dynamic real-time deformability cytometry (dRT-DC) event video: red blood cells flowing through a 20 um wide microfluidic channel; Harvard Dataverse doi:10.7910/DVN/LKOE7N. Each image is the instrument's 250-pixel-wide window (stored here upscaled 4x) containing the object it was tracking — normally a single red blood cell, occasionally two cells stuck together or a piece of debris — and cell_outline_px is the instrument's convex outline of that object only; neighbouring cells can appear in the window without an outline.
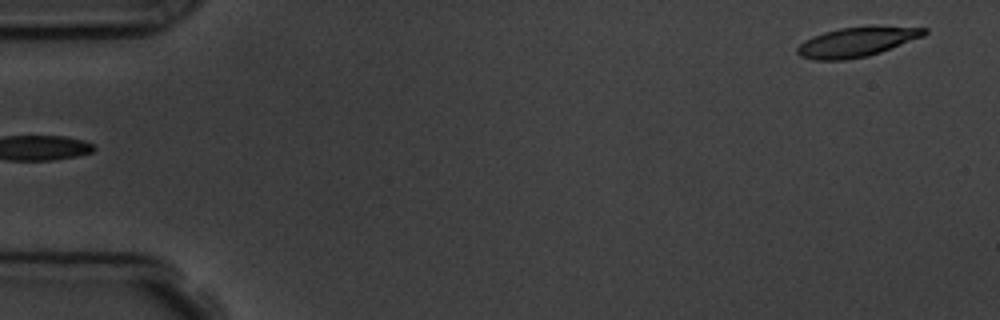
{"species": "common noctule bat (a hibernating species)", "species_latin": "Nyctalus noctula", "temperature_condition": "room temperature", "stored_images_in_passage": 3, "segment_of_instrument_passage": [2, 2], "camera_frame_rate_fps": 3000, "um_per_image_px": 0.085, "animal": {"sex": "male", "body_mass_g": 19.5, "forearm_length_mm": 54.6}, "frame": {"image": 1, "passage_image": 3, "time_ms": 2.333, "image_size_px": [1000, 320], "cell_outline_px": [[928, 32], [924, 36], [880, 52], [868, 56], [844, 60], [812, 60], [800, 56], [796, 52], [796, 48], [804, 40], [812, 36], [824, 32], [840, 28], [928, 28]], "centroid_in_image_um": [72.73, 3.61], "position_along_channel_um": 12.3, "area_um2": 21.21}}